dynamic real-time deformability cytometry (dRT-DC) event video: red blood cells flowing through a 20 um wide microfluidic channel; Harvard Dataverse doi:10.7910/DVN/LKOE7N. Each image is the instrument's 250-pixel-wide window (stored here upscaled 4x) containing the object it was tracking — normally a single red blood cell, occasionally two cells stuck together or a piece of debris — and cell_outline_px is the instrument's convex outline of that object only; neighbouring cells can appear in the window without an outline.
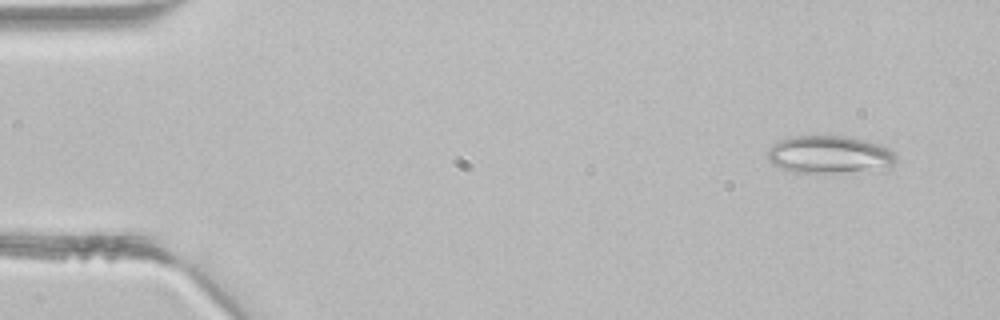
{"species": "common noctule bat (a hibernating species)", "species_latin": "Nyctalus noctula", "temperature_condition": "room temperature", "stored_images_in_passage": 5, "camera_frame_rate_fps": 3000, "um_per_image_px": 0.085, "animal": {"sex": "male", "body_mass_g": 21.5, "forearm_length_mm": 52.0}, "frame": {"image": 1, "passage_image": 1, "time_ms": 0.0, "image_size_px": [1000, 320], "cell_outline_px": [[896, 160], [892, 164], [840, 172], [792, 172], [780, 168], [772, 164], [768, 160], [768, 152], [772, 144], [780, 140], [792, 136], [844, 136], [864, 140], [880, 144], [896, 152]], "centroid_in_image_um": [70.41, 13.11], "position_along_channel_um": 14.6, "area_um2": 27.46}}